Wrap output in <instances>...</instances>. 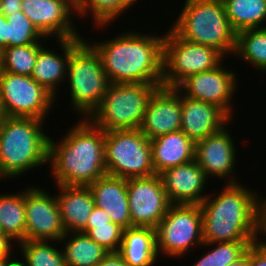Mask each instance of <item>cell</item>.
I'll return each instance as SVG.
<instances>
[{
    "label": "cell",
    "mask_w": 266,
    "mask_h": 266,
    "mask_svg": "<svg viewBox=\"0 0 266 266\" xmlns=\"http://www.w3.org/2000/svg\"><path fill=\"white\" fill-rule=\"evenodd\" d=\"M79 119L59 142L49 137L48 165L56 185L89 186L106 175L105 131Z\"/></svg>",
    "instance_id": "1"
},
{
    "label": "cell",
    "mask_w": 266,
    "mask_h": 266,
    "mask_svg": "<svg viewBox=\"0 0 266 266\" xmlns=\"http://www.w3.org/2000/svg\"><path fill=\"white\" fill-rule=\"evenodd\" d=\"M144 33L134 29L103 41L86 40L99 54L111 83L162 84L165 33Z\"/></svg>",
    "instance_id": "2"
},
{
    "label": "cell",
    "mask_w": 266,
    "mask_h": 266,
    "mask_svg": "<svg viewBox=\"0 0 266 266\" xmlns=\"http://www.w3.org/2000/svg\"><path fill=\"white\" fill-rule=\"evenodd\" d=\"M241 183H225L200 204L204 243L256 241L261 196Z\"/></svg>",
    "instance_id": "3"
},
{
    "label": "cell",
    "mask_w": 266,
    "mask_h": 266,
    "mask_svg": "<svg viewBox=\"0 0 266 266\" xmlns=\"http://www.w3.org/2000/svg\"><path fill=\"white\" fill-rule=\"evenodd\" d=\"M47 123L32 117L4 116L0 124V179H14L47 166L49 136Z\"/></svg>",
    "instance_id": "4"
},
{
    "label": "cell",
    "mask_w": 266,
    "mask_h": 266,
    "mask_svg": "<svg viewBox=\"0 0 266 266\" xmlns=\"http://www.w3.org/2000/svg\"><path fill=\"white\" fill-rule=\"evenodd\" d=\"M86 39H70L65 82L66 85L69 82L67 90L69 89L70 94V107L80 114L81 118H89L92 115L111 85L99 54Z\"/></svg>",
    "instance_id": "5"
},
{
    "label": "cell",
    "mask_w": 266,
    "mask_h": 266,
    "mask_svg": "<svg viewBox=\"0 0 266 266\" xmlns=\"http://www.w3.org/2000/svg\"><path fill=\"white\" fill-rule=\"evenodd\" d=\"M171 27L181 38L217 49L226 58L234 54L236 32L230 25L222 0H184Z\"/></svg>",
    "instance_id": "6"
},
{
    "label": "cell",
    "mask_w": 266,
    "mask_h": 266,
    "mask_svg": "<svg viewBox=\"0 0 266 266\" xmlns=\"http://www.w3.org/2000/svg\"><path fill=\"white\" fill-rule=\"evenodd\" d=\"M162 84L111 83L100 106L88 118L104 130L140 129L148 102Z\"/></svg>",
    "instance_id": "7"
},
{
    "label": "cell",
    "mask_w": 266,
    "mask_h": 266,
    "mask_svg": "<svg viewBox=\"0 0 266 266\" xmlns=\"http://www.w3.org/2000/svg\"><path fill=\"white\" fill-rule=\"evenodd\" d=\"M106 174L124 179L155 174L151 142L140 129L105 131Z\"/></svg>",
    "instance_id": "8"
},
{
    "label": "cell",
    "mask_w": 266,
    "mask_h": 266,
    "mask_svg": "<svg viewBox=\"0 0 266 266\" xmlns=\"http://www.w3.org/2000/svg\"><path fill=\"white\" fill-rule=\"evenodd\" d=\"M225 59L217 49L189 42L170 27L163 42L162 86L175 88L186 77L213 70Z\"/></svg>",
    "instance_id": "9"
},
{
    "label": "cell",
    "mask_w": 266,
    "mask_h": 266,
    "mask_svg": "<svg viewBox=\"0 0 266 266\" xmlns=\"http://www.w3.org/2000/svg\"><path fill=\"white\" fill-rule=\"evenodd\" d=\"M202 230L200 205L171 204L156 228L159 257L182 259L204 243Z\"/></svg>",
    "instance_id": "10"
},
{
    "label": "cell",
    "mask_w": 266,
    "mask_h": 266,
    "mask_svg": "<svg viewBox=\"0 0 266 266\" xmlns=\"http://www.w3.org/2000/svg\"><path fill=\"white\" fill-rule=\"evenodd\" d=\"M55 98L31 76L0 70V106L3 116L45 120L56 104ZM52 108V109H51Z\"/></svg>",
    "instance_id": "11"
},
{
    "label": "cell",
    "mask_w": 266,
    "mask_h": 266,
    "mask_svg": "<svg viewBox=\"0 0 266 266\" xmlns=\"http://www.w3.org/2000/svg\"><path fill=\"white\" fill-rule=\"evenodd\" d=\"M223 65L221 63L213 70L190 75L175 88L188 98L217 105L231 119H234V101L232 100L235 99L233 98L235 90L239 89L236 83L238 81L236 72Z\"/></svg>",
    "instance_id": "12"
},
{
    "label": "cell",
    "mask_w": 266,
    "mask_h": 266,
    "mask_svg": "<svg viewBox=\"0 0 266 266\" xmlns=\"http://www.w3.org/2000/svg\"><path fill=\"white\" fill-rule=\"evenodd\" d=\"M131 227L156 229L171 203L160 175L127 179Z\"/></svg>",
    "instance_id": "13"
},
{
    "label": "cell",
    "mask_w": 266,
    "mask_h": 266,
    "mask_svg": "<svg viewBox=\"0 0 266 266\" xmlns=\"http://www.w3.org/2000/svg\"><path fill=\"white\" fill-rule=\"evenodd\" d=\"M39 186L25 188V240L57 241L66 234L56 195Z\"/></svg>",
    "instance_id": "14"
},
{
    "label": "cell",
    "mask_w": 266,
    "mask_h": 266,
    "mask_svg": "<svg viewBox=\"0 0 266 266\" xmlns=\"http://www.w3.org/2000/svg\"><path fill=\"white\" fill-rule=\"evenodd\" d=\"M21 11L49 40L83 38L72 22L77 9L68 0H22Z\"/></svg>",
    "instance_id": "15"
},
{
    "label": "cell",
    "mask_w": 266,
    "mask_h": 266,
    "mask_svg": "<svg viewBox=\"0 0 266 266\" xmlns=\"http://www.w3.org/2000/svg\"><path fill=\"white\" fill-rule=\"evenodd\" d=\"M225 125L218 132L199 140L195 144V161L208 179L214 177L225 183H240L235 175L237 148L233 134Z\"/></svg>",
    "instance_id": "16"
},
{
    "label": "cell",
    "mask_w": 266,
    "mask_h": 266,
    "mask_svg": "<svg viewBox=\"0 0 266 266\" xmlns=\"http://www.w3.org/2000/svg\"><path fill=\"white\" fill-rule=\"evenodd\" d=\"M181 93L176 88L159 87L151 96L140 131L149 139L181 128Z\"/></svg>",
    "instance_id": "17"
},
{
    "label": "cell",
    "mask_w": 266,
    "mask_h": 266,
    "mask_svg": "<svg viewBox=\"0 0 266 266\" xmlns=\"http://www.w3.org/2000/svg\"><path fill=\"white\" fill-rule=\"evenodd\" d=\"M159 175L171 204L200 205L208 196L205 187L209 179L195 159Z\"/></svg>",
    "instance_id": "18"
},
{
    "label": "cell",
    "mask_w": 266,
    "mask_h": 266,
    "mask_svg": "<svg viewBox=\"0 0 266 266\" xmlns=\"http://www.w3.org/2000/svg\"><path fill=\"white\" fill-rule=\"evenodd\" d=\"M181 128L195 143L221 130L232 121L215 104L198 101L181 94Z\"/></svg>",
    "instance_id": "19"
},
{
    "label": "cell",
    "mask_w": 266,
    "mask_h": 266,
    "mask_svg": "<svg viewBox=\"0 0 266 266\" xmlns=\"http://www.w3.org/2000/svg\"><path fill=\"white\" fill-rule=\"evenodd\" d=\"M94 196L95 206L105 210L112 222L130 228L127 179L105 175L88 186Z\"/></svg>",
    "instance_id": "20"
},
{
    "label": "cell",
    "mask_w": 266,
    "mask_h": 266,
    "mask_svg": "<svg viewBox=\"0 0 266 266\" xmlns=\"http://www.w3.org/2000/svg\"><path fill=\"white\" fill-rule=\"evenodd\" d=\"M57 203L66 233L82 232L95 206L94 196L88 186L56 185Z\"/></svg>",
    "instance_id": "21"
},
{
    "label": "cell",
    "mask_w": 266,
    "mask_h": 266,
    "mask_svg": "<svg viewBox=\"0 0 266 266\" xmlns=\"http://www.w3.org/2000/svg\"><path fill=\"white\" fill-rule=\"evenodd\" d=\"M54 42H58L57 46L62 49L61 54L44 45L38 51L31 77L56 98L59 95L57 90L65 84L67 79L70 39H57Z\"/></svg>",
    "instance_id": "22"
},
{
    "label": "cell",
    "mask_w": 266,
    "mask_h": 266,
    "mask_svg": "<svg viewBox=\"0 0 266 266\" xmlns=\"http://www.w3.org/2000/svg\"><path fill=\"white\" fill-rule=\"evenodd\" d=\"M152 165L155 174L195 159V142L181 130L151 139Z\"/></svg>",
    "instance_id": "23"
},
{
    "label": "cell",
    "mask_w": 266,
    "mask_h": 266,
    "mask_svg": "<svg viewBox=\"0 0 266 266\" xmlns=\"http://www.w3.org/2000/svg\"><path fill=\"white\" fill-rule=\"evenodd\" d=\"M117 253L129 266H153L157 259H161L157 253L156 229L125 228Z\"/></svg>",
    "instance_id": "24"
},
{
    "label": "cell",
    "mask_w": 266,
    "mask_h": 266,
    "mask_svg": "<svg viewBox=\"0 0 266 266\" xmlns=\"http://www.w3.org/2000/svg\"><path fill=\"white\" fill-rule=\"evenodd\" d=\"M61 242L67 266H96L109 253L83 232L66 233L58 243Z\"/></svg>",
    "instance_id": "25"
},
{
    "label": "cell",
    "mask_w": 266,
    "mask_h": 266,
    "mask_svg": "<svg viewBox=\"0 0 266 266\" xmlns=\"http://www.w3.org/2000/svg\"><path fill=\"white\" fill-rule=\"evenodd\" d=\"M25 189L17 193H0V232L15 245L25 241Z\"/></svg>",
    "instance_id": "26"
},
{
    "label": "cell",
    "mask_w": 266,
    "mask_h": 266,
    "mask_svg": "<svg viewBox=\"0 0 266 266\" xmlns=\"http://www.w3.org/2000/svg\"><path fill=\"white\" fill-rule=\"evenodd\" d=\"M222 2L228 21L236 33L246 29L266 27V0H222Z\"/></svg>",
    "instance_id": "27"
},
{
    "label": "cell",
    "mask_w": 266,
    "mask_h": 266,
    "mask_svg": "<svg viewBox=\"0 0 266 266\" xmlns=\"http://www.w3.org/2000/svg\"><path fill=\"white\" fill-rule=\"evenodd\" d=\"M233 56L241 62L253 65L259 73H266V27L236 33Z\"/></svg>",
    "instance_id": "28"
},
{
    "label": "cell",
    "mask_w": 266,
    "mask_h": 266,
    "mask_svg": "<svg viewBox=\"0 0 266 266\" xmlns=\"http://www.w3.org/2000/svg\"><path fill=\"white\" fill-rule=\"evenodd\" d=\"M136 1L139 0H85L77 8V16L89 17L93 21V28L106 29L108 25H114L115 19L123 16L126 10L132 9Z\"/></svg>",
    "instance_id": "29"
},
{
    "label": "cell",
    "mask_w": 266,
    "mask_h": 266,
    "mask_svg": "<svg viewBox=\"0 0 266 266\" xmlns=\"http://www.w3.org/2000/svg\"><path fill=\"white\" fill-rule=\"evenodd\" d=\"M56 242L25 240L18 243L17 248L21 250L19 253L21 252L22 260L17 259L15 266H67L62 248L52 246Z\"/></svg>",
    "instance_id": "30"
},
{
    "label": "cell",
    "mask_w": 266,
    "mask_h": 266,
    "mask_svg": "<svg viewBox=\"0 0 266 266\" xmlns=\"http://www.w3.org/2000/svg\"><path fill=\"white\" fill-rule=\"evenodd\" d=\"M45 41L25 46L3 48L0 70L17 75L31 76L38 51L45 45L42 43Z\"/></svg>",
    "instance_id": "31"
},
{
    "label": "cell",
    "mask_w": 266,
    "mask_h": 266,
    "mask_svg": "<svg viewBox=\"0 0 266 266\" xmlns=\"http://www.w3.org/2000/svg\"><path fill=\"white\" fill-rule=\"evenodd\" d=\"M256 241H235V242H212L203 243L202 248L214 247L205 251L198 260L191 266H227L235 263L241 258L248 248V246ZM213 245V246H212Z\"/></svg>",
    "instance_id": "32"
},
{
    "label": "cell",
    "mask_w": 266,
    "mask_h": 266,
    "mask_svg": "<svg viewBox=\"0 0 266 266\" xmlns=\"http://www.w3.org/2000/svg\"><path fill=\"white\" fill-rule=\"evenodd\" d=\"M7 19V47L25 46L28 44L38 43L45 38L22 12H16Z\"/></svg>",
    "instance_id": "33"
},
{
    "label": "cell",
    "mask_w": 266,
    "mask_h": 266,
    "mask_svg": "<svg viewBox=\"0 0 266 266\" xmlns=\"http://www.w3.org/2000/svg\"><path fill=\"white\" fill-rule=\"evenodd\" d=\"M123 230L124 228L119 224L110 222L106 225L95 226L93 229H84L82 232L109 252H118L122 242Z\"/></svg>",
    "instance_id": "34"
},
{
    "label": "cell",
    "mask_w": 266,
    "mask_h": 266,
    "mask_svg": "<svg viewBox=\"0 0 266 266\" xmlns=\"http://www.w3.org/2000/svg\"><path fill=\"white\" fill-rule=\"evenodd\" d=\"M256 242L261 247L266 249V196H263V197L261 196L260 200H259V204H258V221H257Z\"/></svg>",
    "instance_id": "35"
},
{
    "label": "cell",
    "mask_w": 266,
    "mask_h": 266,
    "mask_svg": "<svg viewBox=\"0 0 266 266\" xmlns=\"http://www.w3.org/2000/svg\"><path fill=\"white\" fill-rule=\"evenodd\" d=\"M112 222L108 213L102 208L94 206L85 229H93L95 226L106 225Z\"/></svg>",
    "instance_id": "36"
},
{
    "label": "cell",
    "mask_w": 266,
    "mask_h": 266,
    "mask_svg": "<svg viewBox=\"0 0 266 266\" xmlns=\"http://www.w3.org/2000/svg\"><path fill=\"white\" fill-rule=\"evenodd\" d=\"M250 265L266 266V249L257 242L250 244Z\"/></svg>",
    "instance_id": "37"
},
{
    "label": "cell",
    "mask_w": 266,
    "mask_h": 266,
    "mask_svg": "<svg viewBox=\"0 0 266 266\" xmlns=\"http://www.w3.org/2000/svg\"><path fill=\"white\" fill-rule=\"evenodd\" d=\"M13 247H16L14 242L7 235L0 232V258H12Z\"/></svg>",
    "instance_id": "38"
},
{
    "label": "cell",
    "mask_w": 266,
    "mask_h": 266,
    "mask_svg": "<svg viewBox=\"0 0 266 266\" xmlns=\"http://www.w3.org/2000/svg\"><path fill=\"white\" fill-rule=\"evenodd\" d=\"M1 11L5 16H10L21 11L22 0H1Z\"/></svg>",
    "instance_id": "39"
},
{
    "label": "cell",
    "mask_w": 266,
    "mask_h": 266,
    "mask_svg": "<svg viewBox=\"0 0 266 266\" xmlns=\"http://www.w3.org/2000/svg\"><path fill=\"white\" fill-rule=\"evenodd\" d=\"M96 266H129L117 252H109L108 255Z\"/></svg>",
    "instance_id": "40"
},
{
    "label": "cell",
    "mask_w": 266,
    "mask_h": 266,
    "mask_svg": "<svg viewBox=\"0 0 266 266\" xmlns=\"http://www.w3.org/2000/svg\"><path fill=\"white\" fill-rule=\"evenodd\" d=\"M7 47V19L0 14V49Z\"/></svg>",
    "instance_id": "41"
},
{
    "label": "cell",
    "mask_w": 266,
    "mask_h": 266,
    "mask_svg": "<svg viewBox=\"0 0 266 266\" xmlns=\"http://www.w3.org/2000/svg\"><path fill=\"white\" fill-rule=\"evenodd\" d=\"M227 266H251L250 265V245L248 246L246 253L239 258L235 263L228 264Z\"/></svg>",
    "instance_id": "42"
},
{
    "label": "cell",
    "mask_w": 266,
    "mask_h": 266,
    "mask_svg": "<svg viewBox=\"0 0 266 266\" xmlns=\"http://www.w3.org/2000/svg\"><path fill=\"white\" fill-rule=\"evenodd\" d=\"M16 260L14 255L13 258H0V266H15Z\"/></svg>",
    "instance_id": "43"
},
{
    "label": "cell",
    "mask_w": 266,
    "mask_h": 266,
    "mask_svg": "<svg viewBox=\"0 0 266 266\" xmlns=\"http://www.w3.org/2000/svg\"><path fill=\"white\" fill-rule=\"evenodd\" d=\"M76 9L85 1V0H68Z\"/></svg>",
    "instance_id": "44"
},
{
    "label": "cell",
    "mask_w": 266,
    "mask_h": 266,
    "mask_svg": "<svg viewBox=\"0 0 266 266\" xmlns=\"http://www.w3.org/2000/svg\"><path fill=\"white\" fill-rule=\"evenodd\" d=\"M3 113H2V110H1V106H0V124H1V121H2V119H3Z\"/></svg>",
    "instance_id": "45"
},
{
    "label": "cell",
    "mask_w": 266,
    "mask_h": 266,
    "mask_svg": "<svg viewBox=\"0 0 266 266\" xmlns=\"http://www.w3.org/2000/svg\"><path fill=\"white\" fill-rule=\"evenodd\" d=\"M1 55H2V50L0 49V68H1Z\"/></svg>",
    "instance_id": "46"
},
{
    "label": "cell",
    "mask_w": 266,
    "mask_h": 266,
    "mask_svg": "<svg viewBox=\"0 0 266 266\" xmlns=\"http://www.w3.org/2000/svg\"><path fill=\"white\" fill-rule=\"evenodd\" d=\"M1 5H2V4H1V0H0V14H2V11H1Z\"/></svg>",
    "instance_id": "47"
}]
</instances>
